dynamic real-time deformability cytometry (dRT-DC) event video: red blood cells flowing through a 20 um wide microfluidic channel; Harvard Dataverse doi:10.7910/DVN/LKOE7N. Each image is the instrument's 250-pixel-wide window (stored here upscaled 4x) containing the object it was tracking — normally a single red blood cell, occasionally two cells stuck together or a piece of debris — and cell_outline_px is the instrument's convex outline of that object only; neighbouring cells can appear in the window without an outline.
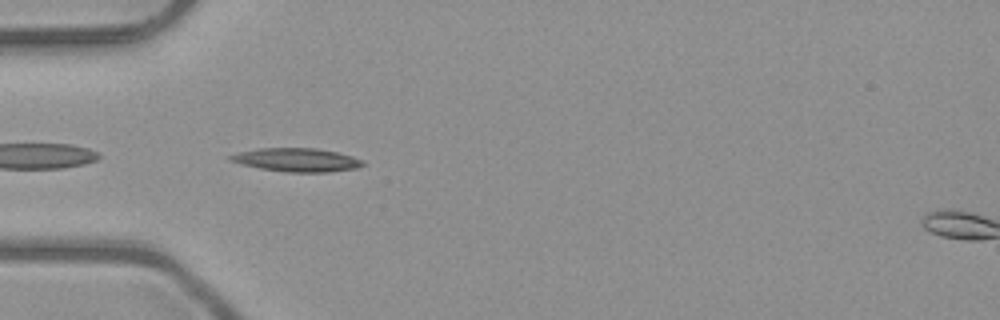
{"species": "common noctule bat (a hibernating species)", "species_latin": "Nyctalus noctula", "temperature_condition": "room temperature", "stored_images_in_passage": 36, "camera_frame_rate_fps": 3000, "um_per_image_px": 0.085, "animal": {"sex": "male", "body_mass_g": 23.1, "forearm_length_mm": 52.7}, "frame": {"image": 1, "passage_image": 1, "time_ms": 0.0, "image_size_px": [1000, 320], "cell_outline_px": [[364, 164], [356, 168], [328, 172], [288, 172], [260, 168], [240, 164], [228, 160], [228, 156], [240, 152], [260, 148], [316, 148], [336, 152], [352, 156], [364, 160]], "centroid_in_image_um": [25.22, 13.59], "position_along_channel_um": 59.8, "area_um2": 18.03}}
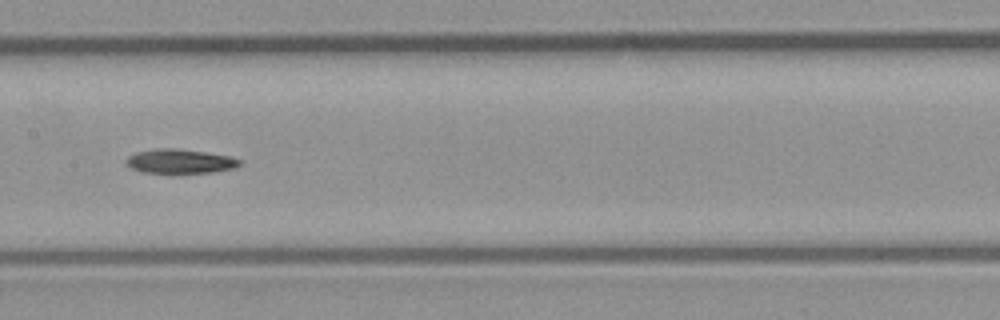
{"frame": {"image": 2, "passage_image": 11, "time_ms": 3.333, "image_size_px": [1000, 320], "cell_outline_px": [[240, 164], [236, 168], [212, 172], [180, 176], [168, 176], [140, 172], [124, 164], [124, 160], [128, 156], [136, 152], [156, 148], [172, 148], [204, 152], [232, 156], [240, 160]], "centroid_in_image_um": [15.24, 13.77], "position_along_channel_um": 192.2, "area_um2": 17.17}}
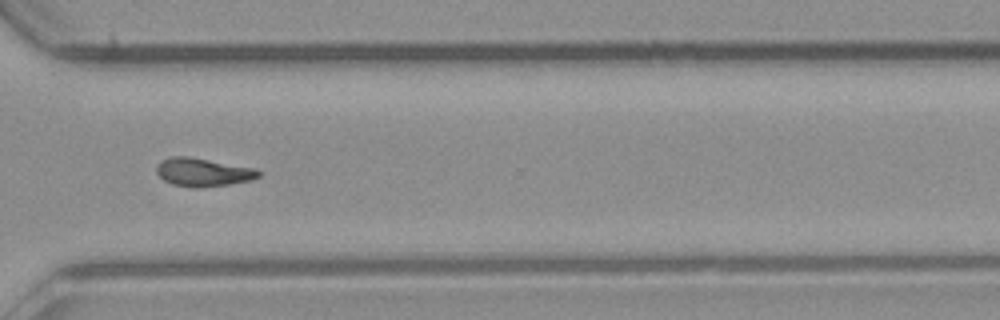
{"frame": {"image": 3, "passage_image": 23, "time_ms": 7.333, "image_size_px": [1000, 320], "cell_outline_px": [[260, 176], [252, 180], [228, 184], [196, 188], [192, 188], [172, 184], [164, 180], [156, 172], [156, 168], [160, 160], [168, 156], [188, 156], [256, 168], [260, 172]], "centroid_in_image_um": [17.23, 14.63], "position_along_channel_um": 353.4, "area_um2": 16.94}}